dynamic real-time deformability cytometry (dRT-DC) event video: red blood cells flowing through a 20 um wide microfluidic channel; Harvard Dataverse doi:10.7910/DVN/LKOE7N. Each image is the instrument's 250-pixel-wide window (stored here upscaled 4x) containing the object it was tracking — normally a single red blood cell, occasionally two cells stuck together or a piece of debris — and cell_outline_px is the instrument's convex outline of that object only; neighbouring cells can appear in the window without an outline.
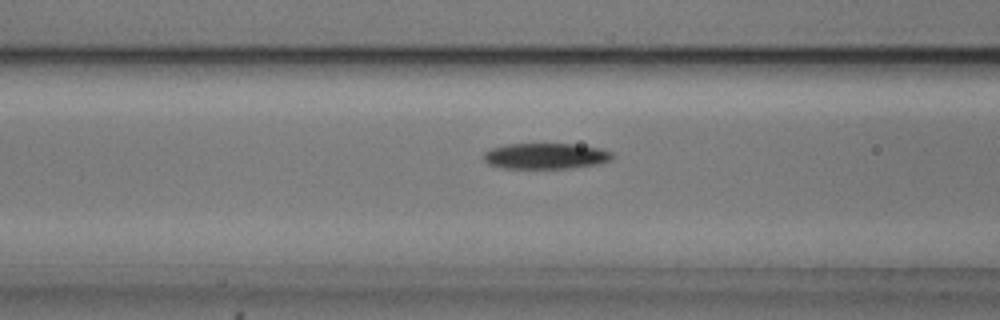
{"species": "common noctule bat (a hibernating species)", "species_latin": "Nyctalus noctula", "temperature_condition": "cold", "stored_images_in_passage": 35, "camera_frame_rate_fps": 3000, "um_per_image_px": 0.085, "animal": {"sex": "male", "body_mass_g": 20.5, "forearm_length_mm": 52.5}, "frame": {"image": 1, "passage_image": 9, "time_ms": 2.667, "image_size_px": [1000, 320], "cell_outline_px": [[612, 156], [608, 160], [596, 164], [568, 168], [504, 168], [488, 164], [484, 160], [484, 152], [492, 148], [504, 144], [572, 144], [600, 148], [612, 152]], "centroid_in_image_um": [46.33, 13.26], "position_along_channel_um": 120.3, "area_um2": 19.13}}
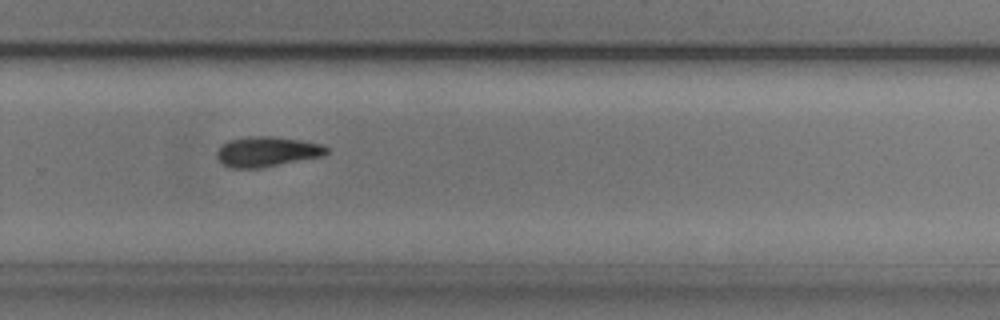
{"frame": {"image": 2, "passage_image": 24, "time_ms": 7.667, "image_size_px": [1000, 320], "cell_outline_px": [[328, 152], [324, 156], [260, 168], [228, 168], [216, 156], [216, 152], [228, 140], [248, 136], [272, 136], [300, 140], [320, 144], [328, 148]], "centroid_in_image_um": [22.69, 12.89], "position_along_channel_um": 307.1, "area_um2": 19.19}}
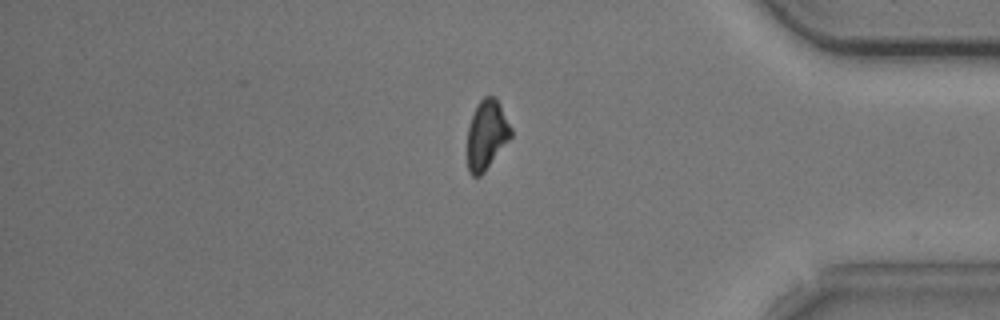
{"frame": {"image": 3, "passage_image": 33, "time_ms": 10.667, "image_size_px": [1000, 320], "cell_outline_px": [[512, 136], [484, 172], [480, 176], [472, 176], [468, 172], [468, 128], [476, 104], [484, 96], [496, 96], [512, 128]], "centroid_in_image_um": [41.37, 11.43], "position_along_channel_um": 393.8, "area_um2": 17.63}, "authors_computed_cell_mechanics": {"area_um2": 19.4208, "velocity_mm_per_s": 3.7443, "shape_relaxation_time_tau1_ms": 4.1387, "shape_relaxation_time_tau2_ms": null, "deformation_change_tau1": 0.1318, "deformation_change_tau2": null}}